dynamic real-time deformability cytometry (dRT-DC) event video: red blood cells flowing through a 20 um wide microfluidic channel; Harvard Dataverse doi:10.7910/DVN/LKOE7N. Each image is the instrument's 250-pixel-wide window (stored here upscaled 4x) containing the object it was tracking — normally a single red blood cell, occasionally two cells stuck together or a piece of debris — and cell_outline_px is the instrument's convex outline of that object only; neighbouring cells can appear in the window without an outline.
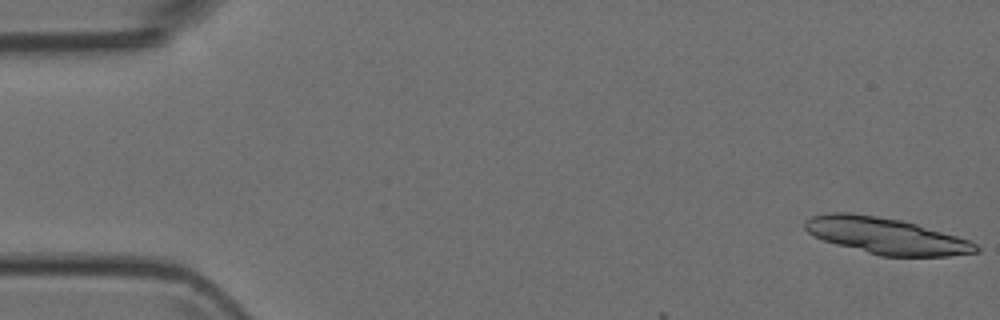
{"species": "Egyptian fruit bat (a non-hibernating species)", "species_latin": "Rousettus aegyptiacus", "temperature_condition": "room temperature", "stored_images_in_passage": 3, "camera_frame_rate_fps": 3000, "um_per_image_px": 0.085, "animal": {"sex": "female"}, "frame": {"image": 1, "passage_image": 1, "time_ms": 0.0, "image_size_px": [1000, 320], "cell_outline_px": [[980, 252], [948, 256], [880, 256], [836, 244], [824, 240], [808, 232], [804, 228], [804, 220], [812, 216], [832, 212], [848, 212], [876, 216], [900, 220], [916, 224], [956, 236], [968, 240], [976, 244], [980, 248]], "centroid_in_image_um": [75.31, 20.05], "position_along_channel_um": 9.7, "area_um2": 35.89}}